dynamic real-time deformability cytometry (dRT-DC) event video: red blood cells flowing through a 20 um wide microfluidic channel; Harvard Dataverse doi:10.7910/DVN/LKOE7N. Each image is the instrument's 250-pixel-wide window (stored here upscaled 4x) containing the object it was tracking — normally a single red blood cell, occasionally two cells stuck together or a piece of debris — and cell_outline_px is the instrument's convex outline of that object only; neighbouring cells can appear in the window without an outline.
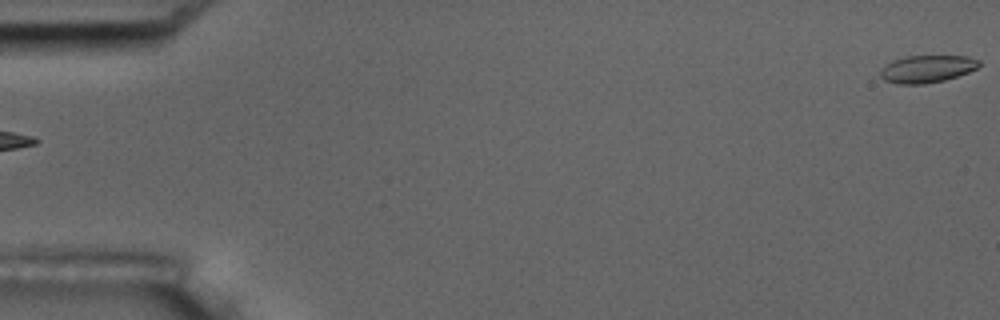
{"species": "common noctule bat (a hibernating species)", "species_latin": "Nyctalus noctula", "temperature_condition": "room temperature", "stored_images_in_passage": 6, "segment_of_instrument_passage": [2, 2], "camera_frame_rate_fps": 3000, "um_per_image_px": 0.085, "animal": {"sex": "male", "body_mass_g": 17.5, "forearm_length_mm": 52.3}, "frame": {"image": 1, "passage_image": 6, "time_ms": 5.667, "image_size_px": [1000, 320], "cell_outline_px": [[980, 64], [976, 68], [968, 72], [944, 80], [924, 84], [900, 84], [884, 80], [880, 76], [880, 72], [892, 60], [908, 56], [968, 56], [980, 60]], "centroid_in_image_um": [78.81, 5.85], "position_along_channel_um": 6.2, "area_um2": 15.55}}